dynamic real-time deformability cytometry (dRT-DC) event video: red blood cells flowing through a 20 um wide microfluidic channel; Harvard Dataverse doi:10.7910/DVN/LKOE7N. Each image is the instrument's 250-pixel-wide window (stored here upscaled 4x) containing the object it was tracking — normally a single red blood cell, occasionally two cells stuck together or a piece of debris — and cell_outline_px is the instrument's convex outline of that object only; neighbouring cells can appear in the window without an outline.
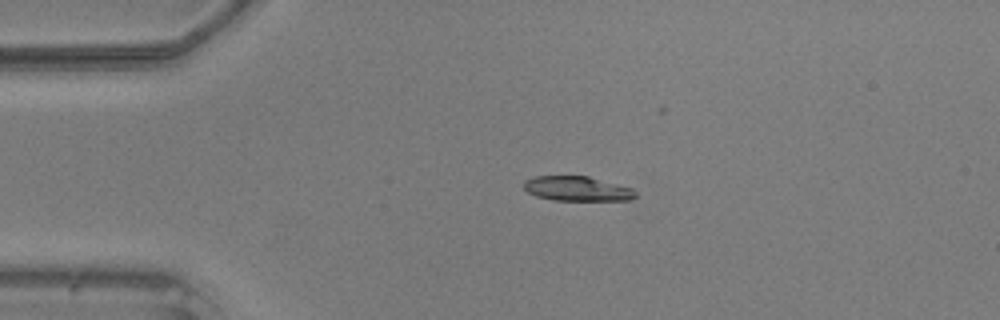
{"species": "common noctule bat (a hibernating species)", "species_latin": "Nyctalus noctula", "temperature_condition": "warm", "stored_images_in_passage": 35, "camera_frame_rate_fps": 3000, "um_per_image_px": 0.085, "animal": {"sex": "male", "body_mass_g": 20.5, "forearm_length_mm": 52.5}, "frame": {"image": 1, "passage_image": 1, "time_ms": 0.0, "image_size_px": [1000, 320], "cell_outline_px": [[636, 196], [632, 200], [552, 200], [536, 196], [528, 192], [524, 188], [524, 180], [532, 176], [588, 176], [632, 188], [636, 192]], "centroid_in_image_um": [49.04, 16.03], "position_along_channel_um": 36.0, "area_um2": 16.07}}
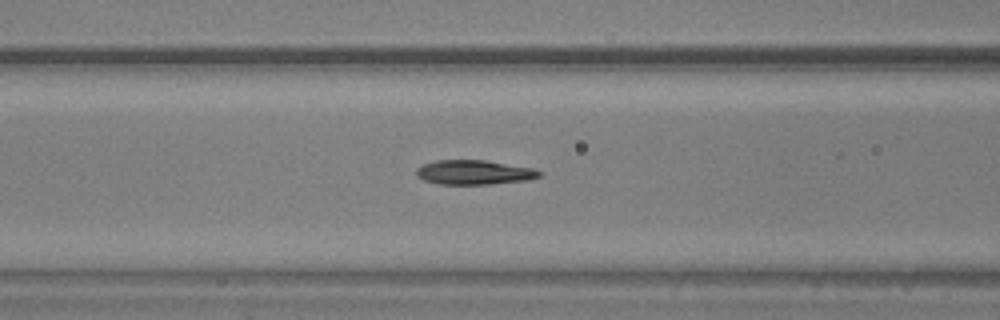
{"frame": {"image": 2, "passage_image": 10, "time_ms": 3.0, "image_size_px": [1000, 320], "cell_outline_px": [[544, 172], [540, 176], [528, 180], [488, 184], [440, 184], [424, 180], [416, 176], [416, 168], [424, 164], [436, 160], [484, 160], [532, 168]], "centroid_in_image_um": [40.29, 14.65], "position_along_channel_um": 126.3, "area_um2": 17.46}}
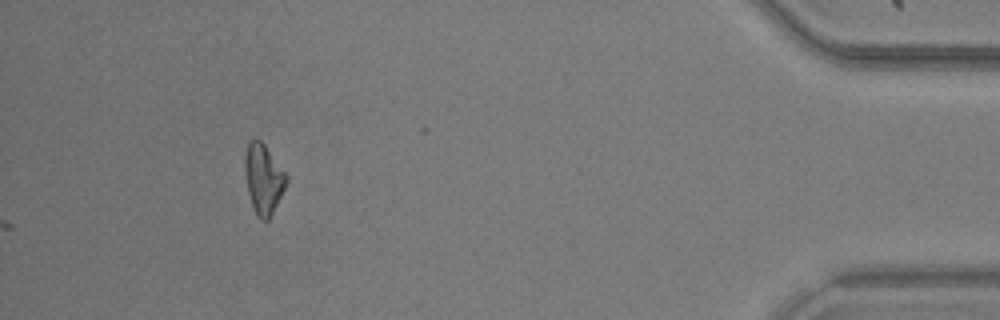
{"frame": {"image": 3, "passage_image": 35, "time_ms": 11.333, "image_size_px": [1000, 320], "cell_outline_px": [[288, 180], [268, 220], [260, 220], [256, 216], [248, 192], [244, 168], [244, 156], [248, 140], [260, 140], [264, 144], [288, 176]], "centroid_in_image_um": [22.37, 15.18], "position_along_channel_um": 412.8, "area_um2": 16.65}}